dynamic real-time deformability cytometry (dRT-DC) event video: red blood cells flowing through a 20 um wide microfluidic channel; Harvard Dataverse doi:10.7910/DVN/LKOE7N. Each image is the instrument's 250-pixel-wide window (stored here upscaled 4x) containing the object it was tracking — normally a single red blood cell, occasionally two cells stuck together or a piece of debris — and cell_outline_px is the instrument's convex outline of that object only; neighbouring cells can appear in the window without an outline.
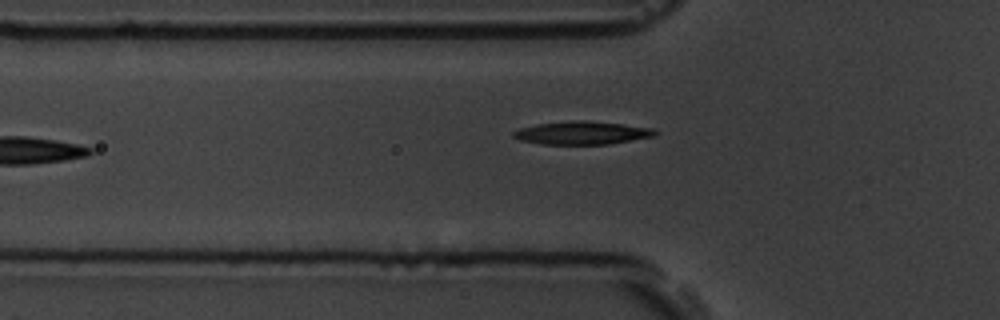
{"species": "common noctule bat (a hibernating species)", "species_latin": "Nyctalus noctula", "temperature_condition": "room temperature", "stored_images_in_passage": 7, "camera_frame_rate_fps": 3000, "um_per_image_px": 0.085, "animal": {"sex": "male", "body_mass_g": 19.5, "forearm_length_mm": 54.6}, "frame": {"image": 1, "passage_image": 6, "time_ms": 5.667, "image_size_px": [1000, 320], "cell_outline_px": [[660, 132], [656, 136], [608, 144], [540, 144], [520, 140], [512, 136], [512, 132], [520, 128], [536, 124], [580, 120], [584, 120], [624, 124], [656, 128]], "centroid_in_image_um": [49.53, 11.29], "position_along_channel_um": 76.3, "area_um2": 19.19}}
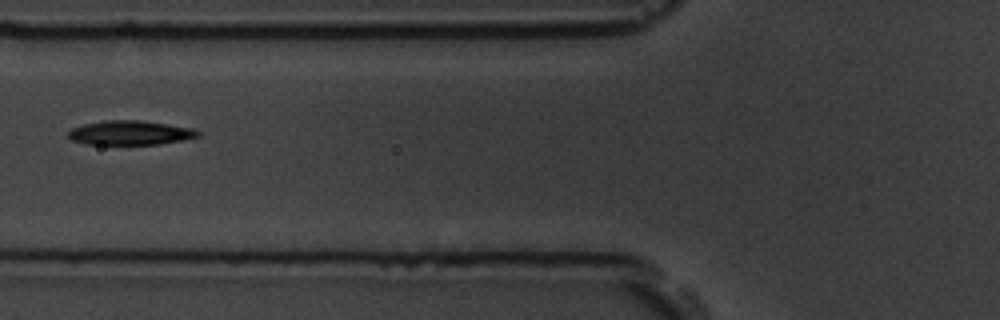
{"frame": {"image": 2, "passage_image": 7, "time_ms": 6.667, "image_size_px": [1000, 320], "cell_outline_px": [[200, 136], [160, 144], [88, 144], [72, 140], [68, 136], [68, 132], [72, 128], [84, 124], [104, 120], [140, 120], [168, 124], [192, 128], [200, 132]], "centroid_in_image_um": [11.06, 11.28], "position_along_channel_um": 114.7, "area_um2": 18.21}}